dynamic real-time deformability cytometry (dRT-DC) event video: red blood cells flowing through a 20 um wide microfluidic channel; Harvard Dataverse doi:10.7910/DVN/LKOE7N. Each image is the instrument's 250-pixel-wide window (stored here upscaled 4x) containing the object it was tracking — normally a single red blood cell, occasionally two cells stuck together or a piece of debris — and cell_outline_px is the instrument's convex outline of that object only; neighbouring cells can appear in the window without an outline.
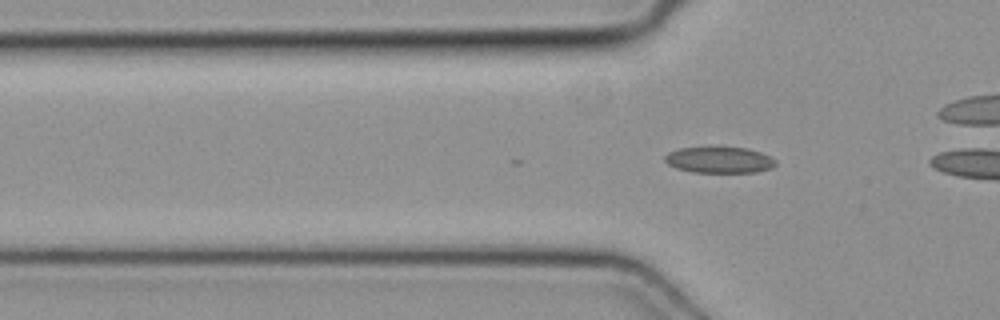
{"species": "common noctule bat (a hibernating species)", "species_latin": "Nyctalus noctula", "temperature_condition": "cold", "stored_images_in_passage": 6, "camera_frame_rate_fps": 3000, "um_per_image_px": 0.085, "animal": {"sex": "female", "body_mass_g": 19.3, "forearm_length_mm": 54.1}, "frame": {"image": 1, "passage_image": 6, "time_ms": 1.667, "image_size_px": [1000, 320], "cell_outline_px": [[776, 164], [772, 168], [756, 172], [692, 172], [676, 168], [668, 164], [664, 160], [664, 156], [668, 152], [680, 148], [748, 148], [760, 152], [776, 160]], "centroid_in_image_um": [61.13, 13.6], "position_along_channel_um": 64.7, "area_um2": 16.7}}